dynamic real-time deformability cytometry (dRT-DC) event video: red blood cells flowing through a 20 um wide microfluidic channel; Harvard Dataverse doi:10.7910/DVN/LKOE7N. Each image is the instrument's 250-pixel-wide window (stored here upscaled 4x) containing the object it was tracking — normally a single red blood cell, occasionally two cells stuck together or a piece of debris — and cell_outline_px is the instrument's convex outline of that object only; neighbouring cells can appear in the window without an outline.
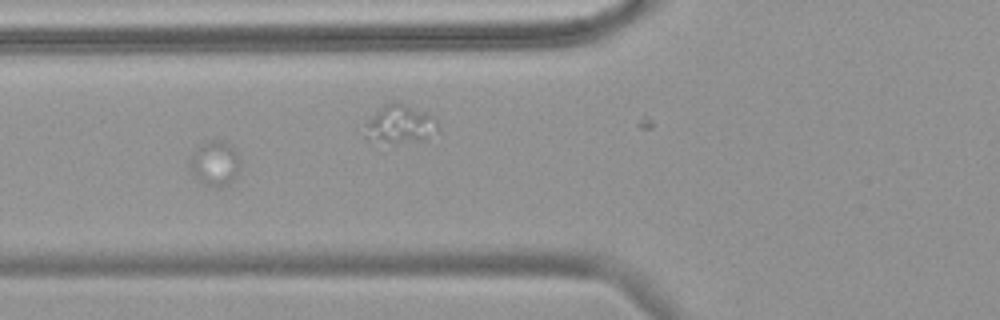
{"species": "common noctule bat (a hibernating species)", "species_latin": "Nyctalus noctula", "temperature_condition": "warm", "stored_images_in_passage": 20, "camera_frame_rate_fps": 3000, "um_per_image_px": 0.085, "animal": {"sex": "female", "body_mass_g": 18.4}, "frame": {"image": 1, "passage_image": 10, "time_ms": 3.0, "image_size_px": [1000, 320], "cell_outline_px": [[240, 152], [236, 176], [228, 184], [220, 188], [216, 188], [204, 184], [196, 180], [192, 172], [188, 160], [192, 152], [208, 140], [216, 140], [228, 144]], "centroid_in_image_um": [18.24, 13.9], "position_along_channel_um": 107.6, "area_um2": 13.24}}
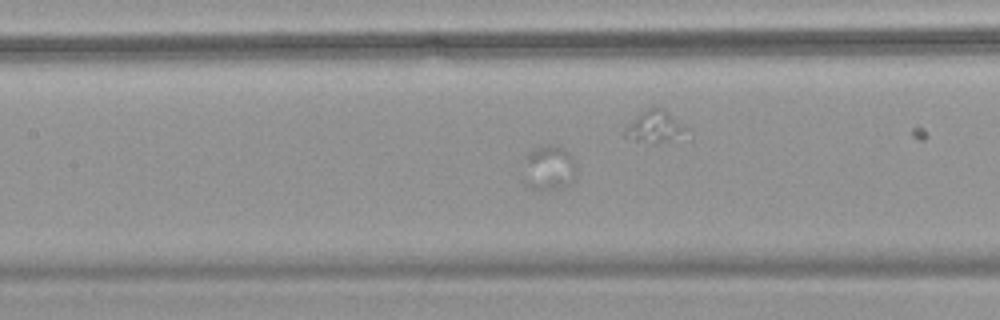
{"frame": {"image": 2, "passage_image": 15, "time_ms": 4.667, "image_size_px": [1000, 320], "cell_outline_px": [[576, 180], [564, 188], [532, 188], [524, 184], [524, 156], [528, 152], [544, 144], [556, 144], [564, 148], [572, 156], [576, 164]], "centroid_in_image_um": [46.68, 14.24], "position_along_channel_um": 160.7, "area_um2": 14.28}}
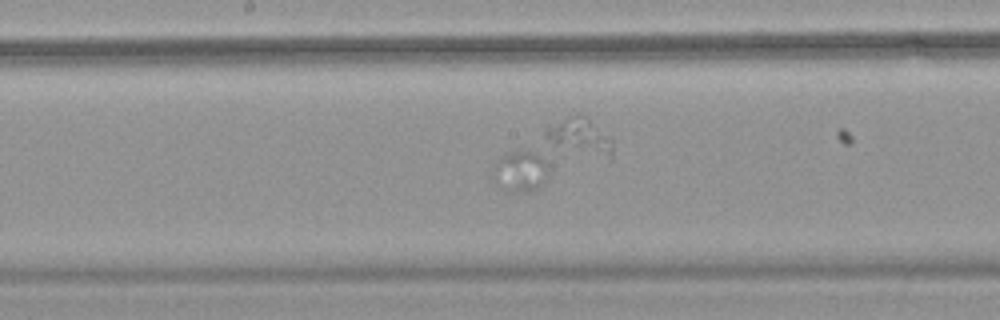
{"frame": {"image": 3, "passage_image": 19, "time_ms": 6.0, "image_size_px": [1000, 320], "cell_outline_px": [[548, 180], [544, 184], [528, 192], [504, 192], [492, 180], [492, 168], [496, 160], [512, 152], [524, 148], [536, 152], [540, 156], [544, 164], [548, 176]], "centroid_in_image_um": [44.17, 14.59], "position_along_channel_um": 204.0, "area_um2": 13.64}}